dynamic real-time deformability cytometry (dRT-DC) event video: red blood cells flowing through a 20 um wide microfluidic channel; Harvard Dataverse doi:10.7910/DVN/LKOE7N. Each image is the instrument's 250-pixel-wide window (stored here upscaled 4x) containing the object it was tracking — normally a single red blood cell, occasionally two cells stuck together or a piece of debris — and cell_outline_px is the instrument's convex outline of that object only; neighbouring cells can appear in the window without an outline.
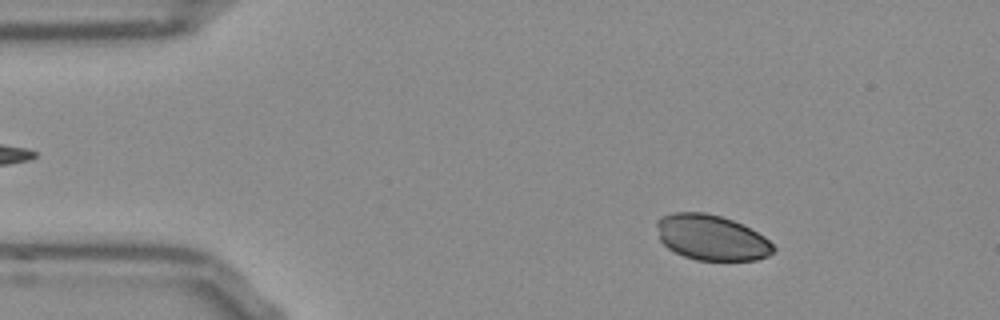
{"species": "Egyptian fruit bat (a non-hibernating species)", "species_latin": "Rousettus aegyptiacus", "temperature_condition": "room temperature", "stored_images_in_passage": 52, "camera_frame_rate_fps": 3000, "um_per_image_px": 0.085, "frame": {"image": 1, "passage_image": 7, "time_ms": 2.0, "image_size_px": [1000, 320], "cell_outline_px": [[776, 252], [768, 256], [756, 260], [696, 260], [684, 256], [668, 248], [660, 240], [656, 224], [656, 220], [660, 216], [672, 212], [704, 212], [720, 216], [732, 220], [764, 236], [776, 248]], "centroid_in_image_um": [60.46, 20.19], "position_along_channel_um": 24.5, "area_um2": 30.87}}
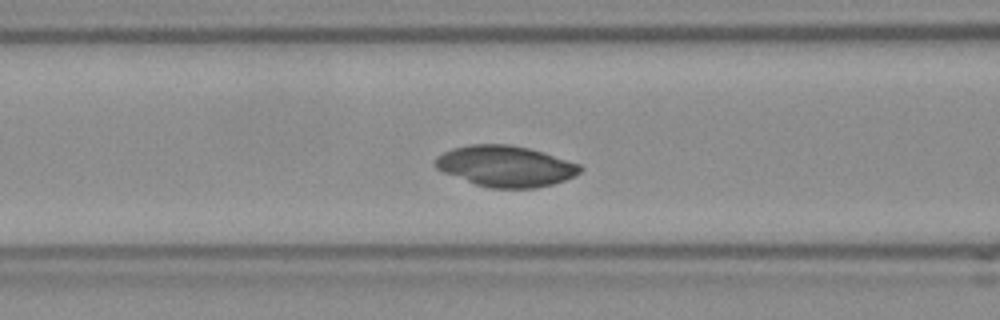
{"frame": {"image": 2, "passage_image": 20, "time_ms": 6.333, "image_size_px": [1000, 320], "cell_outline_px": [[584, 168], [576, 176], [552, 184], [536, 188], [488, 188], [476, 184], [444, 172], [436, 168], [432, 164], [436, 156], [452, 148], [472, 144], [508, 144], [528, 148], [544, 152], [580, 164]], "centroid_in_image_um": [42.98, 14.12], "position_along_channel_um": 123.6, "area_um2": 34.68}}
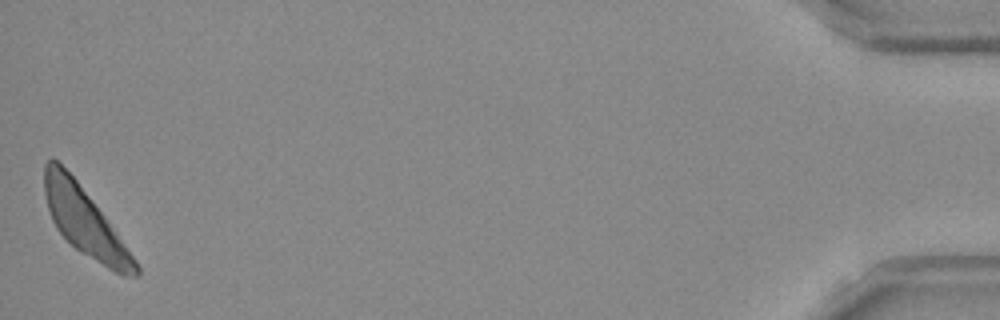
{"frame": {"image": 3, "passage_image": 52, "time_ms": 17.0, "image_size_px": [1000, 320], "cell_outline_px": [[140, 272], [136, 276], [124, 276], [108, 268], [80, 252], [56, 228], [52, 220], [48, 208], [44, 192], [44, 164], [52, 156], [76, 180], [104, 216], [136, 260], [140, 268]], "centroid_in_image_um": [7.18, 18.84], "position_along_channel_um": 428.0, "area_um2": 34.85}}